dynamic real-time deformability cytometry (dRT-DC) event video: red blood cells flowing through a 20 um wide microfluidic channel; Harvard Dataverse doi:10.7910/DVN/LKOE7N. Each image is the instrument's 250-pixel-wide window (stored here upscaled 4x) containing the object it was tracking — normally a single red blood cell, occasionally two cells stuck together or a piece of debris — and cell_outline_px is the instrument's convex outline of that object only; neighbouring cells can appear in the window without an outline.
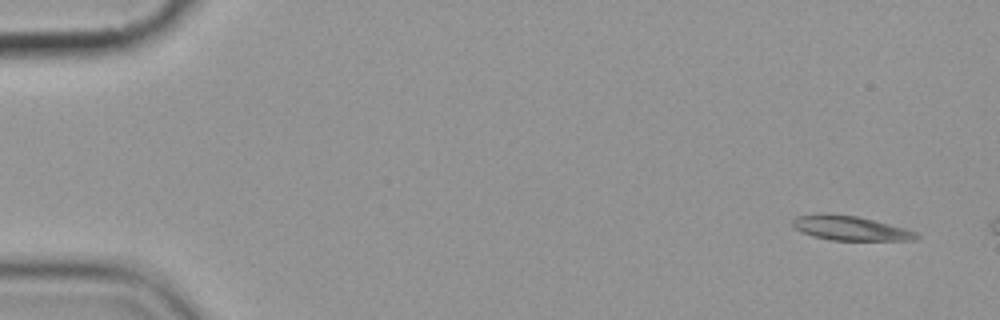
{"species": "common noctule bat (a hibernating species)", "species_latin": "Nyctalus noctula", "temperature_condition": "cold", "stored_images_in_passage": 2, "camera_frame_rate_fps": 3000, "um_per_image_px": 0.085, "animal": {"sex": "female", "body_mass_g": 19.9}, "frame": {"image": 1, "passage_image": 1, "time_ms": 0.0, "image_size_px": [1000, 320], "cell_outline_px": [[920, 236], [916, 240], [828, 240], [812, 236], [796, 228], [792, 224], [792, 220], [796, 216], [824, 212], [828, 212], [856, 216], [904, 228], [916, 232]], "centroid_in_image_um": [72.23, 19.38], "position_along_channel_um": 12.8, "area_um2": 17.63}}